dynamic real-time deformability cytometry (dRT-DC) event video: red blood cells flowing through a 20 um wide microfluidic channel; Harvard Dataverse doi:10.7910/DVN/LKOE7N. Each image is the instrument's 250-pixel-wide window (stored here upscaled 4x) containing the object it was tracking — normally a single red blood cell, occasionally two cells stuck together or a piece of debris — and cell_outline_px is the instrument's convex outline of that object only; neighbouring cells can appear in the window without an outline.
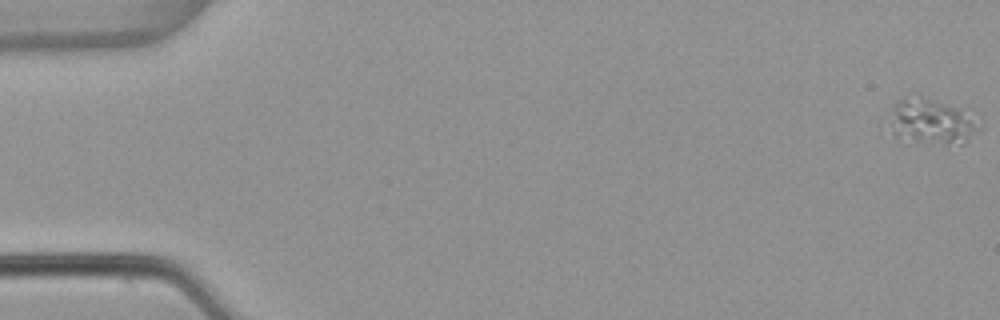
{"species": "common noctule bat (a hibernating species)", "species_latin": "Nyctalus noctula", "temperature_condition": "warm", "stored_images_in_passage": 54, "camera_frame_rate_fps": 3000, "um_per_image_px": 0.085, "animal": {"sex": "female", "body_mass_g": 22.7, "forearm_length_mm": 54.2}, "frame": {"image": 1, "passage_image": 1, "time_ms": 0.0, "image_size_px": [1000, 320], "cell_outline_px": [[980, 132], [964, 144], [948, 152], [900, 140], [892, 136], [892, 108], [896, 100], [924, 96], [960, 108], [980, 128]], "centroid_in_image_um": [79.2, 10.52], "position_along_channel_um": 5.8, "area_um2": 25.26}}
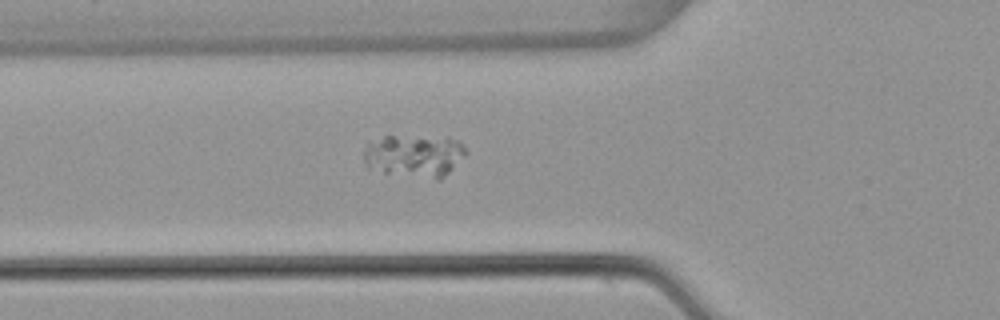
{"frame": {"image": 2, "passage_image": 20, "time_ms": 6.333, "image_size_px": [1000, 320], "cell_outline_px": [[468, 152], [440, 180], [436, 180], [384, 172], [364, 168], [364, 148], [368, 144], [384, 136], [448, 136], [464, 144]], "centroid_in_image_um": [35.23, 13.23], "position_along_channel_um": 90.6, "area_um2": 25.72}}
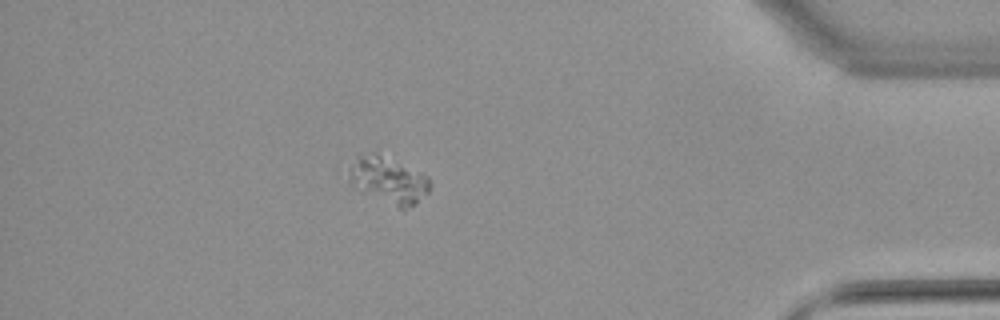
{"frame": {"image": 3, "passage_image": 48, "time_ms": 15.667, "image_size_px": [1000, 320], "cell_outline_px": [[432, 184], [428, 192], [416, 204], [404, 208], [396, 208], [336, 172], [336, 164], [356, 156], [372, 152], [376, 152], [420, 172], [428, 176]], "centroid_in_image_um": [32.82, 15.21], "position_along_channel_um": 402.4, "area_um2": 22.77}}